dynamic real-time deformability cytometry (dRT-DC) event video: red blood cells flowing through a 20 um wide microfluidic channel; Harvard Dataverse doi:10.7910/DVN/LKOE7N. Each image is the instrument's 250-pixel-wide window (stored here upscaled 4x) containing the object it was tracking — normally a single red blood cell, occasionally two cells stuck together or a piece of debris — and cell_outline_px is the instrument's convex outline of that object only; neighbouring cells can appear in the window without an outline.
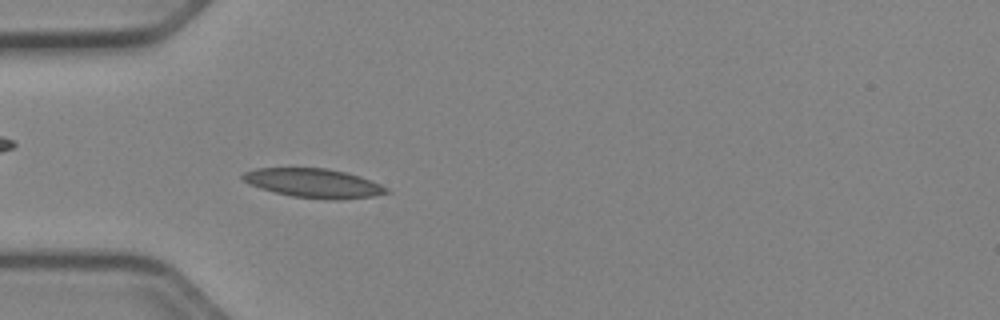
{"species": "Egyptian fruit bat (a non-hibernating species)", "species_latin": "Rousettus aegyptiacus", "temperature_condition": "cold", "stored_images_in_passage": 52, "camera_frame_rate_fps": 3000, "um_per_image_px": 0.085, "animal": {"sex": "female"}, "frame": {"image": 1, "passage_image": 16, "time_ms": 5.0, "image_size_px": [1000, 320], "cell_outline_px": [[392, 192], [372, 196], [336, 200], [324, 200], [292, 196], [260, 188], [248, 184], [240, 176], [244, 172], [256, 168], [328, 168], [360, 176], [380, 184], [388, 188]], "centroid_in_image_um": [26.66, 15.57], "position_along_channel_um": 58.3, "area_um2": 24.39}}
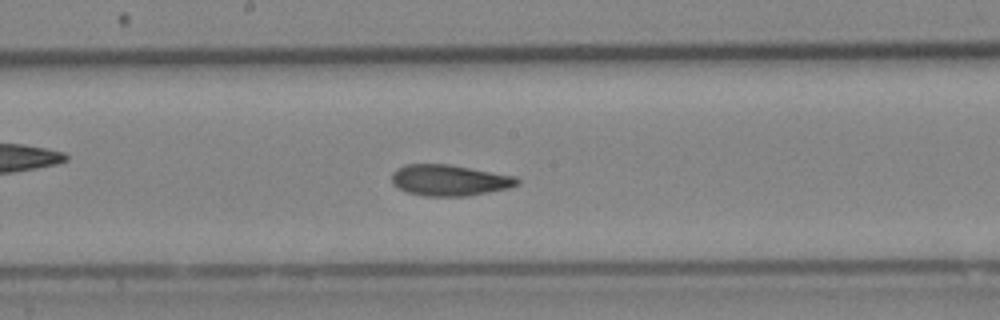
{"frame": {"image": 2, "passage_image": 28, "time_ms": 9.0, "image_size_px": [1000, 320], "cell_outline_px": [[520, 184], [508, 188], [468, 196], [424, 196], [408, 192], [392, 184], [392, 176], [396, 168], [404, 164], [448, 164], [516, 176], [520, 180]], "centroid_in_image_um": [38.21, 15.32], "position_along_channel_um": 210.0, "area_um2": 22.72}}
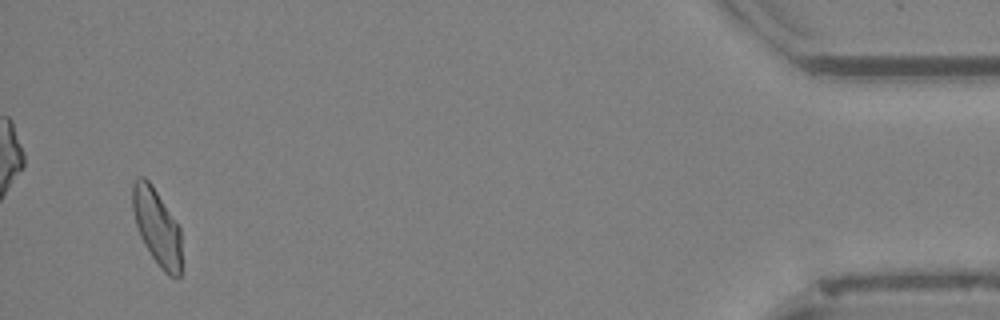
{"frame": {"image": 3, "passage_image": 50, "time_ms": 16.333, "image_size_px": [1000, 320], "cell_outline_px": [[180, 276], [176, 280], [168, 276], [164, 272], [152, 256], [144, 244], [140, 236], [136, 224], [132, 208], [132, 184], [136, 176], [144, 176], [152, 184], [180, 228]], "centroid_in_image_um": [13.32, 19.27], "position_along_channel_um": 421.9, "area_um2": 21.73}, "authors_computed_cell_mechanics": {"area_um2": 22.4264, "velocity_mm_per_s": 3.9395, "shape_relaxation_time_tau1_ms": 4.7442, "shape_relaxation_time_tau2_ms": 2.2839, "deformation_change_tau1": 0.1122, "deformation_change_tau2": 0.0866}}